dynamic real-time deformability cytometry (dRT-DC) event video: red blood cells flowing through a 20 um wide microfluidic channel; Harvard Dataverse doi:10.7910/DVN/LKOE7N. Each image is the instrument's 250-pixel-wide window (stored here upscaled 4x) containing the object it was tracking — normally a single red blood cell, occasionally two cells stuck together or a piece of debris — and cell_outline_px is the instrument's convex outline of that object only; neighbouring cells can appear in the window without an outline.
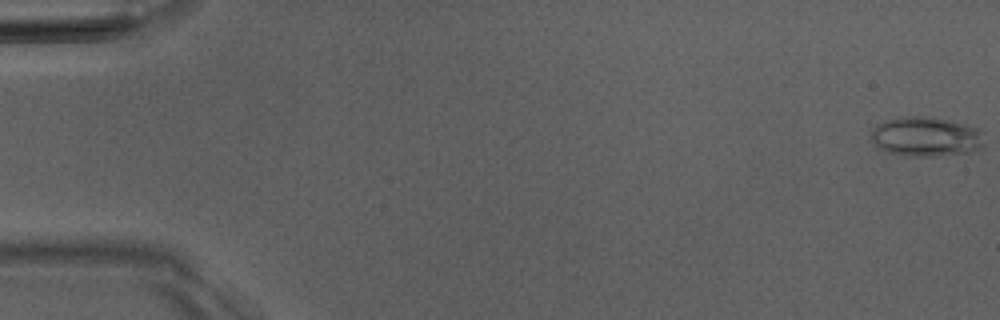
{"species": "Egyptian fruit bat (a non-hibernating species)", "species_latin": "Rousettus aegyptiacus", "temperature_condition": "room temperature", "stored_images_in_passage": 2, "camera_frame_rate_fps": 3000, "um_per_image_px": 0.085, "animal": {"sex": "male"}, "frame": {"image": 1, "passage_image": 1, "time_ms": 0.0, "image_size_px": [1000, 320], "cell_outline_px": [[984, 144], [980, 148], [972, 152], [932, 156], [912, 156], [888, 152], [880, 148], [872, 140], [872, 128], [876, 124], [888, 120], [904, 116], [924, 116], [948, 120], [964, 124], [976, 128], [980, 132]], "centroid_in_image_um": [78.7, 11.61], "position_along_channel_um": 6.3, "area_um2": 25.78}}